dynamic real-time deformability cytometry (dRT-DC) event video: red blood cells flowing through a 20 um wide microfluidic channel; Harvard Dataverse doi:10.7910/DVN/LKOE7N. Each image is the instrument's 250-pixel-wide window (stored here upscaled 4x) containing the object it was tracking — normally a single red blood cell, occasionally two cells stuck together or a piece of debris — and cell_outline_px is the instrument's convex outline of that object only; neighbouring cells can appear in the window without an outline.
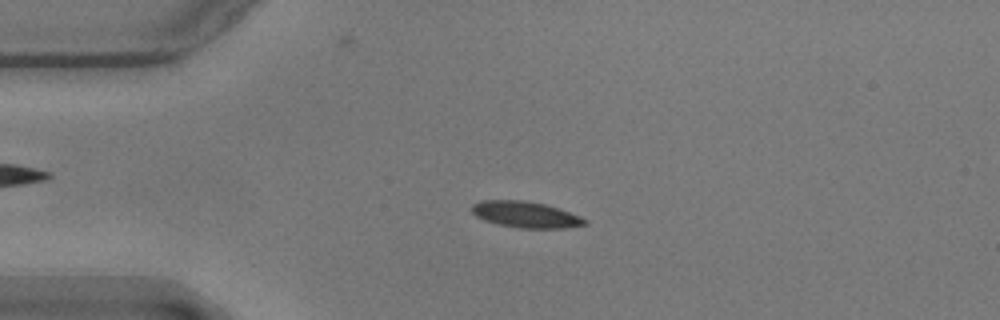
{"species": "common noctule bat (a hibernating species)", "species_latin": "Nyctalus noctula", "temperature_condition": "warm", "stored_images_in_passage": 56, "camera_frame_rate_fps": 3000, "um_per_image_px": 0.085, "animal": {"sex": "male", "body_mass_g": 17.9}, "frame": {"image": 1, "passage_image": 13, "time_ms": 4.0, "image_size_px": [1000, 320], "cell_outline_px": [[588, 224], [564, 228], [520, 228], [500, 224], [484, 220], [476, 216], [472, 212], [472, 204], [480, 200], [524, 200], [544, 204], [580, 216], [588, 220]], "centroid_in_image_um": [44.67, 18.23], "position_along_channel_um": 40.3, "area_um2": 17.11}}
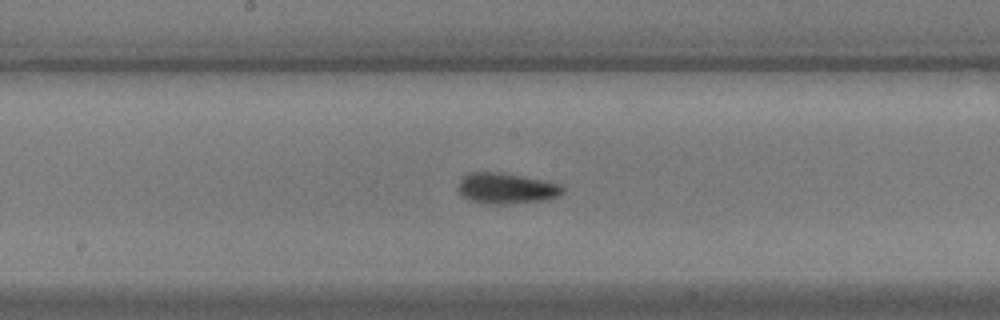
{"frame": {"image": 2, "passage_image": 29, "time_ms": 9.333, "image_size_px": [1000, 320], "cell_outline_px": [[564, 192], [560, 196], [548, 200], [508, 204], [484, 204], [472, 200], [464, 196], [460, 192], [460, 180], [464, 176], [472, 172], [500, 172], [544, 180], [560, 184], [564, 188]], "centroid_in_image_um": [43.12, 16.02], "position_along_channel_um": 205.1, "area_um2": 18.73}}
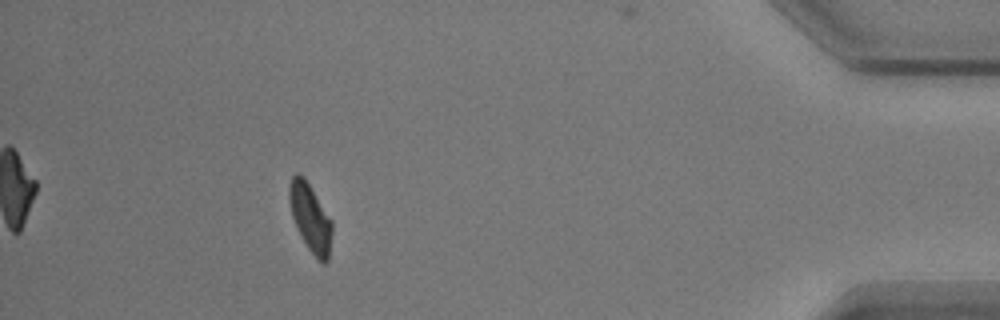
{"frame": {"image": 3, "passage_image": 51, "time_ms": 16.667, "image_size_px": [1000, 320], "cell_outline_px": [[332, 232], [328, 260], [324, 264], [308, 248], [292, 216], [288, 200], [288, 184], [292, 176], [296, 172], [300, 172], [304, 176], [332, 220]], "centroid_in_image_um": [26.36, 18.42], "position_along_channel_um": 408.8, "area_um2": 16.82}, "authors_computed_cell_mechanics": {"area_um2": 17.2533, "velocity_mm_per_s": 3.5469, "shape_relaxation_time_tau1_ms": 2.9184, "shape_relaxation_time_tau2_ms": 1.3618, "deformation_change_tau1": 0.1255, "deformation_change_tau2": 0.0594}}